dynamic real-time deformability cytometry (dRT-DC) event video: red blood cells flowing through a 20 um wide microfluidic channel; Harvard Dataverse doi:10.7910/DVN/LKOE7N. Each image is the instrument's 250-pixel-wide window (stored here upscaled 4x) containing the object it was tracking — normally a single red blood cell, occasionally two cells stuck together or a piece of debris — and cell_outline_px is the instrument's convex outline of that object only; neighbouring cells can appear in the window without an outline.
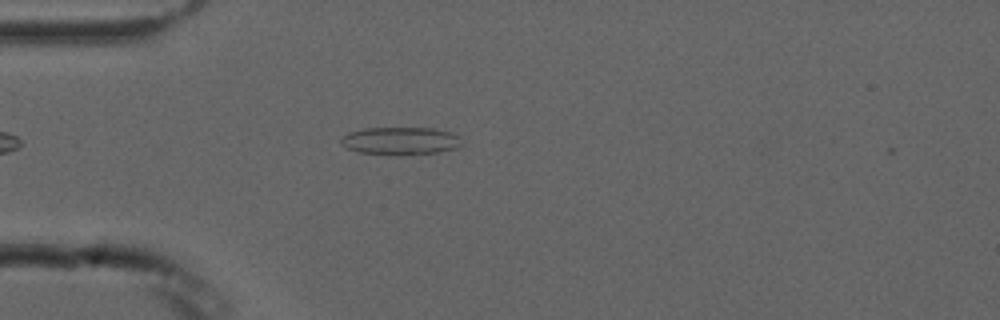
{"species": "common noctule bat (a hibernating species)", "species_latin": "Nyctalus noctula", "temperature_condition": "cold", "stored_images_in_passage": 3, "camera_frame_rate_fps": 3000, "um_per_image_px": 0.085, "animal": {"sex": "male", "forearm_length_mm": 52.5}, "frame": {"image": 1, "passage_image": 3, "time_ms": 2.0, "image_size_px": [1000, 320], "cell_outline_px": [[464, 144], [456, 148], [436, 152], [400, 156], [360, 152], [348, 148], [340, 144], [340, 136], [348, 132], [364, 128], [432, 128], [452, 132], [460, 136]], "centroid_in_image_um": [34.04, 11.97], "position_along_channel_um": 51.0, "area_um2": 19.88}}